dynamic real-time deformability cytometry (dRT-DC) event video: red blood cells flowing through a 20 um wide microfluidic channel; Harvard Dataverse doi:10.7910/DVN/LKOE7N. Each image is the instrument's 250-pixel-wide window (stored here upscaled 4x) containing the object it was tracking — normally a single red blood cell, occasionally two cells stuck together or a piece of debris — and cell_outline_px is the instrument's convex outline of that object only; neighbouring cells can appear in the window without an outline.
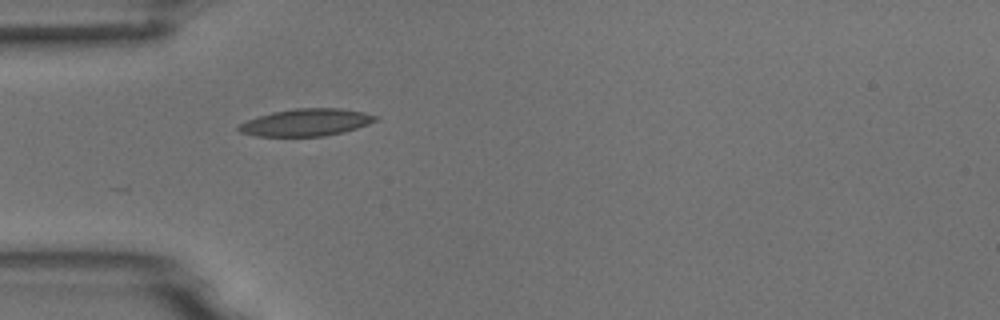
{"species": "common noctule bat (a hibernating species)", "species_latin": "Nyctalus noctula", "temperature_condition": "room temperature", "stored_images_in_passage": 9, "camera_frame_rate_fps": 3000, "um_per_image_px": 0.085, "animal": {"sex": "male", "body_mass_g": 18.8}, "frame": {"image": 1, "passage_image": 1, "time_ms": 0.0, "image_size_px": [1000, 320], "cell_outline_px": [[380, 116], [376, 120], [368, 124], [344, 132], [324, 136], [256, 136], [240, 132], [236, 128], [240, 124], [248, 120], [272, 112], [296, 108], [340, 108], [364, 112]], "centroid_in_image_um": [26.05, 10.4], "position_along_channel_um": 59.0, "area_um2": 21.62}}